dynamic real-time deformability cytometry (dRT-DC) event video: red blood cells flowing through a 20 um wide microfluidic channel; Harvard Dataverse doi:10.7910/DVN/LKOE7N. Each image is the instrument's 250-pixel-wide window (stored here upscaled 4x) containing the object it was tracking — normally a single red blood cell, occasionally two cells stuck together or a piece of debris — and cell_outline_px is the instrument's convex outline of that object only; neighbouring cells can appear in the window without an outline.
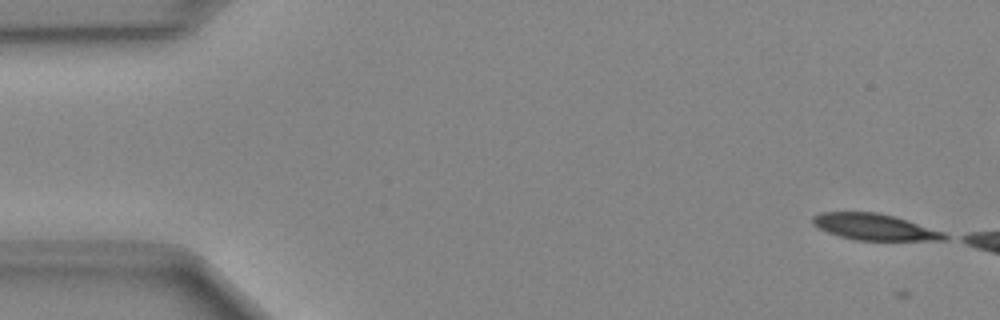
{"species": "Egyptian fruit bat (a non-hibernating species)", "species_latin": "Rousettus aegyptiacus", "temperature_condition": "cold", "stored_images_in_passage": 3, "camera_frame_rate_fps": 3000, "um_per_image_px": 0.085, "animal": {"sex": "female"}, "frame": {"image": 1, "passage_image": 2, "time_ms": 0.333, "image_size_px": [1000, 320], "cell_outline_px": [[952, 236], [948, 240], [856, 240], [840, 236], [828, 232], [812, 224], [812, 216], [820, 212], [876, 212], [892, 216], [944, 232]], "centroid_in_image_um": [74.34, 19.3], "position_along_channel_um": 10.7, "area_um2": 20.0}}